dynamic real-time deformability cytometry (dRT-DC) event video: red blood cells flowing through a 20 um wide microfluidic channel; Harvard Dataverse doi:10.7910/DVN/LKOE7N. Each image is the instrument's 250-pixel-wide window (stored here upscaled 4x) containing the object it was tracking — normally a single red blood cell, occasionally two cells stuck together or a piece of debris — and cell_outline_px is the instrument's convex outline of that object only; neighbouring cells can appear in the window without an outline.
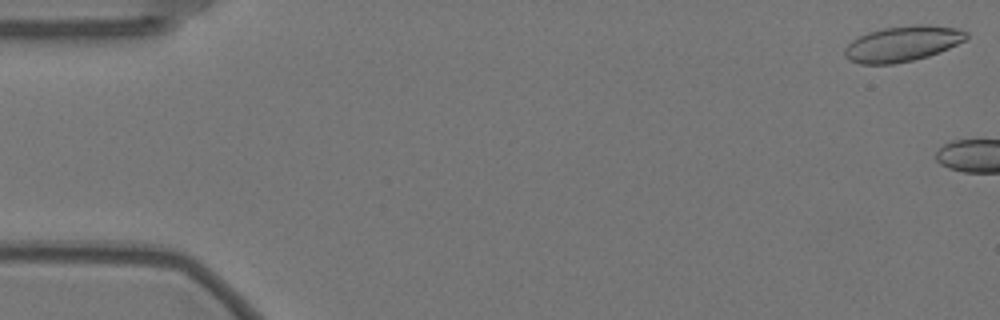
{"species": "Egyptian fruit bat (a non-hibernating species)", "species_latin": "Rousettus aegyptiacus", "temperature_condition": "warm", "stored_images_in_passage": 4, "camera_frame_rate_fps": 3000, "um_per_image_px": 0.085, "animal": {"sex": "female"}, "frame": {"image": 1, "passage_image": 1, "time_ms": 0.0, "image_size_px": [1000, 320], "cell_outline_px": [[968, 40], [940, 52], [928, 56], [912, 60], [892, 64], [860, 64], [848, 60], [844, 56], [844, 48], [852, 40], [868, 32], [884, 28], [916, 24], [928, 24], [956, 28], [968, 32]], "centroid_in_image_um": [76.73, 3.71], "position_along_channel_um": 8.3, "area_um2": 25.37}}